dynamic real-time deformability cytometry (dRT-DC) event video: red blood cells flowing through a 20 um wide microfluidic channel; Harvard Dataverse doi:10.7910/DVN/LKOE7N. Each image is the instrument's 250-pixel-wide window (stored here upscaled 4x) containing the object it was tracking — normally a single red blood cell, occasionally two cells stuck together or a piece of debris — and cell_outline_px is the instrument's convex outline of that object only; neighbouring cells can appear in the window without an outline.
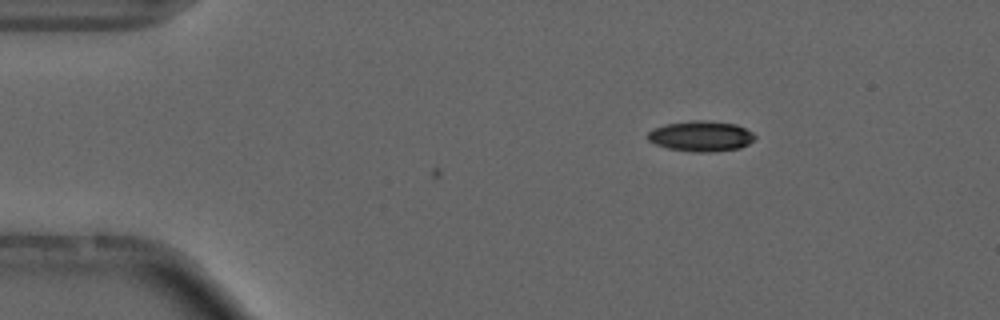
{"species": "common noctule bat (a hibernating species)", "species_latin": "Nyctalus noctula", "temperature_condition": "cold", "stored_images_in_passage": 4, "camera_frame_rate_fps": 3000, "um_per_image_px": 0.085, "animal": {"sex": "male", "forearm_length_mm": 52.5}, "frame": {"image": 1, "passage_image": 4, "time_ms": 1.0, "image_size_px": [1000, 320], "cell_outline_px": [[756, 136], [748, 144], [740, 148], [712, 152], [696, 152], [668, 148], [656, 144], [648, 140], [648, 132], [652, 128], [664, 124], [692, 120], [708, 120], [736, 124], [752, 132]], "centroid_in_image_um": [59.57, 11.56], "position_along_channel_um": 25.4, "area_um2": 19.07}}